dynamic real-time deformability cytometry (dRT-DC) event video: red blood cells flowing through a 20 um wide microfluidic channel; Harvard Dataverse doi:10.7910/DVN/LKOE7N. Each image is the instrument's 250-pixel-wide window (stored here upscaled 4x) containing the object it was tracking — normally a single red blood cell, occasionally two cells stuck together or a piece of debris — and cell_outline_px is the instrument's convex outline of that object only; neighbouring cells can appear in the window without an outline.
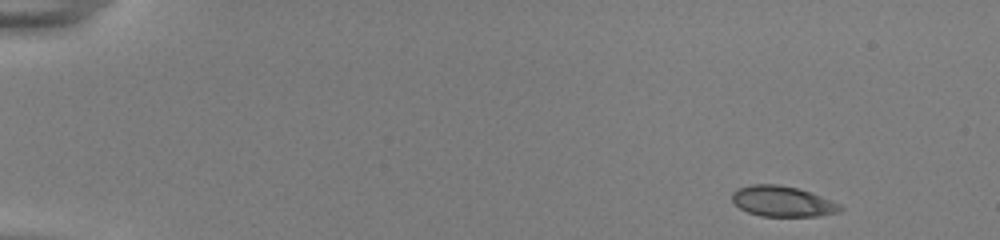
{"species": "common noctule bat (a hibernating species)", "species_latin": "Nyctalus noctula", "temperature_condition": "room temperature", "stored_images_in_passage": 49, "camera_frame_rate_fps": 3000, "um_per_image_px": 0.085, "animal": {"sex": "female", "body_mass_g": 22.0, "forearm_length_mm": 56.7}, "frame": {"image": 1, "passage_image": 1, "time_ms": 0.0, "image_size_px": [1000, 240], "cell_outline_px": [[844, 208], [840, 212], [820, 216], [760, 216], [748, 212], [740, 208], [732, 200], [732, 192], [736, 188], [752, 184], [776, 184], [796, 188], [812, 192], [832, 200], [840, 204]], "centroid_in_image_um": [66.53, 17.11], "position_along_channel_um": 18.5, "area_um2": 19.42}}
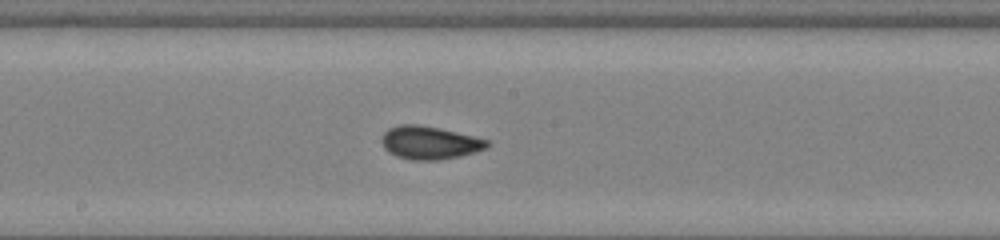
{"frame": {"image": 2, "passage_image": 26, "time_ms": 8.333, "image_size_px": [1000, 240], "cell_outline_px": [[488, 148], [460, 156], [440, 160], [412, 160], [396, 156], [388, 152], [384, 148], [380, 140], [384, 132], [388, 128], [400, 124], [416, 124], [436, 128], [472, 136], [488, 140]], "centroid_in_image_um": [36.46, 12.14], "position_along_channel_um": 211.7, "area_um2": 20.17}}
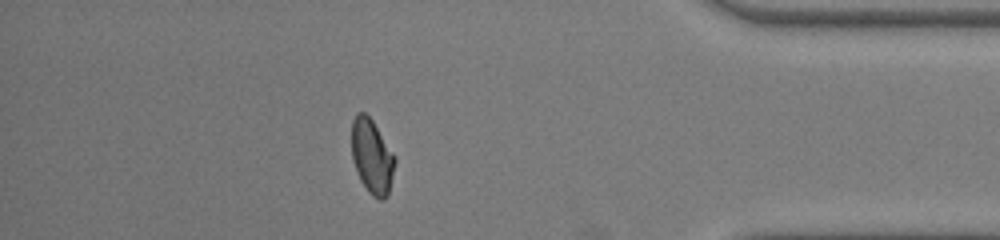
{"frame": {"image": 3, "passage_image": 43, "time_ms": 14.0, "image_size_px": [1000, 240], "cell_outline_px": [[396, 160], [388, 196], [384, 200], [380, 200], [372, 196], [368, 192], [360, 180], [352, 160], [352, 120], [356, 112], [364, 112], [372, 120], [396, 156]], "centroid_in_image_um": [31.62, 13.32], "position_along_channel_um": 403.6, "area_um2": 18.96}, "authors_computed_cell_mechanics": {"area_um2": 19.4786, "velocity_mm_per_s": 3.88, "shape_relaxation_time_tau1_ms": 6.4401, "shape_relaxation_time_tau2_ms": 0.8818, "deformation_change_tau1": 0.18, "deformation_change_tau2": 0.0492}}